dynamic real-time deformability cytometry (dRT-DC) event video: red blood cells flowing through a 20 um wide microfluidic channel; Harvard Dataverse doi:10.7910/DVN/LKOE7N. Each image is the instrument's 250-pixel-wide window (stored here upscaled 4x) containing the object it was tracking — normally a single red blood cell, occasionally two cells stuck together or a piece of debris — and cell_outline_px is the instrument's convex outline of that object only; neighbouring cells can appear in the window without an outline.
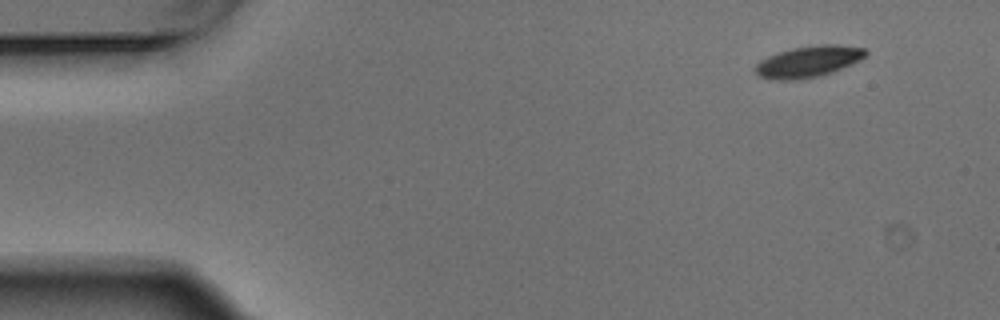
{"species": "Egyptian fruit bat (a non-hibernating species)", "species_latin": "Rousettus aegyptiacus", "temperature_condition": "warm", "stored_images_in_passage": 4, "camera_frame_rate_fps": 3000, "um_per_image_px": 0.085, "animal": {"sex": "male"}, "frame": {"image": 1, "passage_image": 1, "time_ms": 0.0, "image_size_px": [1000, 320], "cell_outline_px": [[868, 52], [860, 60], [832, 72], [800, 80], [776, 80], [760, 76], [752, 68], [760, 60], [768, 56], [792, 48], [812, 44], [836, 44], [864, 48]], "centroid_in_image_um": [68.69, 5.22], "position_along_channel_um": 16.3, "area_um2": 20.11}}
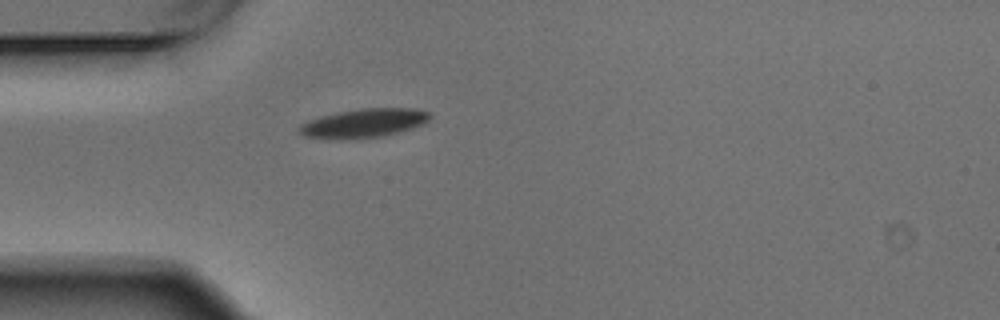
{"frame": {"image": 2, "passage_image": 4, "time_ms": 1.0, "image_size_px": [1000, 320], "cell_outline_px": [[432, 116], [424, 124], [412, 128], [380, 136], [328, 140], [304, 136], [296, 132], [296, 128], [300, 124], [308, 120], [320, 116], [360, 108], [412, 108], [428, 112]], "centroid_in_image_um": [30.84, 10.47], "position_along_channel_um": 54.2, "area_um2": 22.02}}